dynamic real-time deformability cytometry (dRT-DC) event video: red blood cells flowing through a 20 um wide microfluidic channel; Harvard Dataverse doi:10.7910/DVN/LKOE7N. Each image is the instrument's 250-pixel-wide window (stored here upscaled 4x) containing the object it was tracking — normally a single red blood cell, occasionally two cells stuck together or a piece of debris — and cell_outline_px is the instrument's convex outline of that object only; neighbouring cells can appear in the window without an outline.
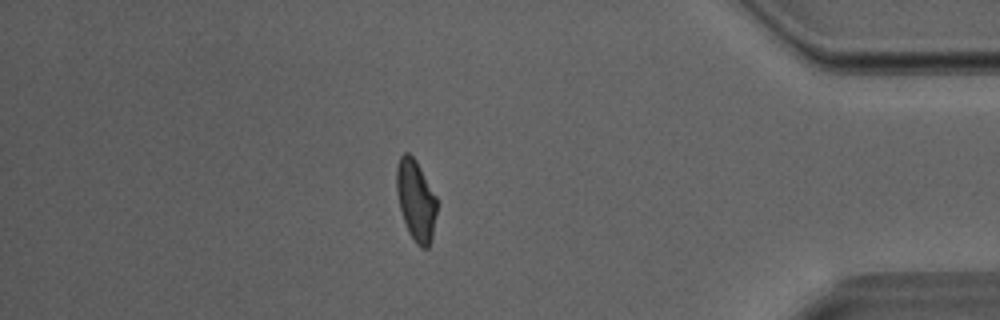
{"species": "Egyptian fruit bat (a non-hibernating species)", "species_latin": "Rousettus aegyptiacus", "temperature_condition": "room temperature", "stored_images_in_passage": 24, "camera_frame_rate_fps": 3000, "um_per_image_px": 0.085, "animal": {"sex": "male"}, "frame": {"image": 1, "passage_image": 21, "time_ms": 6.667, "image_size_px": [1000, 320], "cell_outline_px": [[436, 212], [432, 236], [428, 248], [420, 248], [416, 244], [408, 232], [400, 208], [396, 192], [396, 168], [400, 156], [404, 152], [408, 152], [416, 160], [436, 196]], "centroid_in_image_um": [35.33, 17.02], "position_along_channel_um": 399.9, "area_um2": 18.9}}